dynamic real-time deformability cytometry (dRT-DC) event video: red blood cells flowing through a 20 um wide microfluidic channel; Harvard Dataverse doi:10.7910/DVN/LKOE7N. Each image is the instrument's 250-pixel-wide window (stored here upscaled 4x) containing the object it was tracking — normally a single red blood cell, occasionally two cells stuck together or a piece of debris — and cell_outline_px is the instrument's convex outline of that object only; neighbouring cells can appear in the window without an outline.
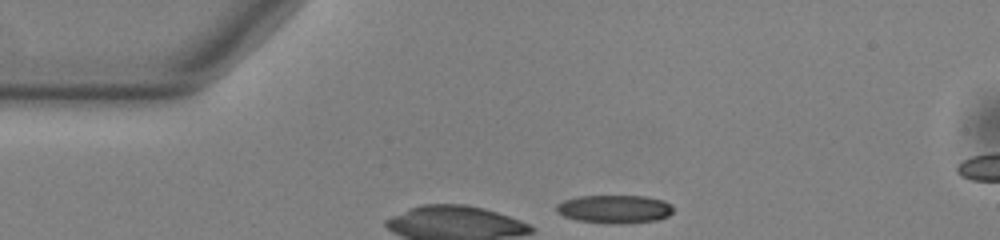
{"species": "common noctule bat (a hibernating species)", "species_latin": "Nyctalus noctula", "temperature_condition": "warm", "stored_images_in_passage": 36, "camera_frame_rate_fps": 3000, "um_per_image_px": 0.085, "animal": {"sex": "male", "body_mass_g": 13.0, "forearm_length_mm": 53.1}, "frame": {"image": 1, "passage_image": 1, "time_ms": 0.0, "image_size_px": [1000, 240], "cell_outline_px": [[672, 212], [668, 216], [656, 220], [580, 220], [564, 216], [556, 212], [556, 204], [564, 200], [580, 196], [644, 196], [664, 200], [672, 204]], "centroid_in_image_um": [52.23, 17.69], "position_along_channel_um": 32.8, "area_um2": 17.98}}
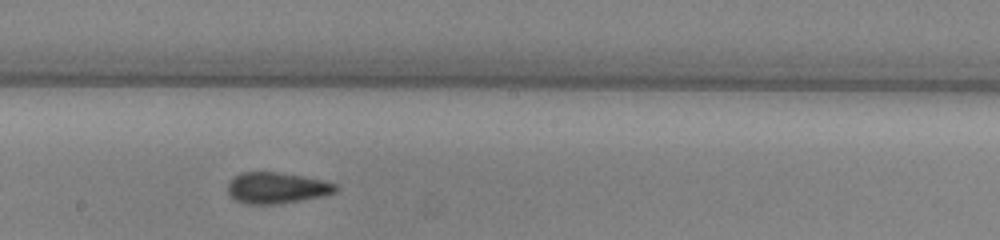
{"frame": {"image": 2, "passage_image": 19, "time_ms": 6.0, "image_size_px": [1000, 240], "cell_outline_px": [[336, 192], [324, 196], [276, 204], [244, 204], [236, 200], [228, 192], [228, 180], [232, 176], [240, 172], [280, 172], [320, 180], [336, 184]], "centroid_in_image_um": [23.46, 15.97], "position_along_channel_um": 224.7, "area_um2": 19.54}}
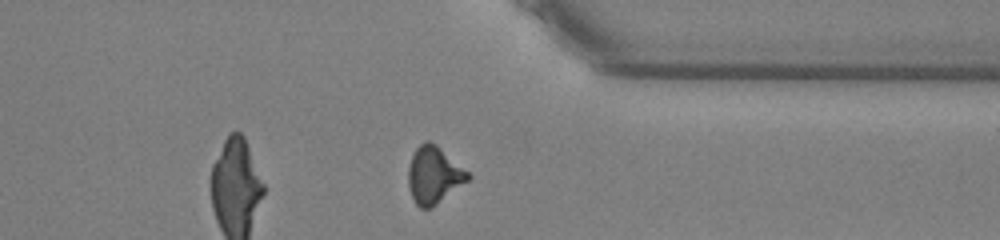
{"frame": {"image": 3, "passage_image": 31, "time_ms": 10.0, "image_size_px": [1000, 240], "cell_outline_px": [[472, 176], [468, 180], [432, 208], [420, 208], [416, 204], [412, 196], [408, 184], [408, 168], [412, 156], [416, 148], [420, 144], [428, 140], [436, 144], [468, 172]], "centroid_in_image_um": [36.87, 14.89], "position_along_channel_um": 374.5, "area_um2": 19.59}, "authors_computed_cell_mechanics": {"area_um2": 19.5075, "velocity_mm_per_s": 3.883, "shape_relaxation_time_tau1_ms": 4.8543, "shape_relaxation_time_tau2_ms": 2.471, "deformation_change_tau1": 0.1622, "deformation_change_tau2": 0.1145}}